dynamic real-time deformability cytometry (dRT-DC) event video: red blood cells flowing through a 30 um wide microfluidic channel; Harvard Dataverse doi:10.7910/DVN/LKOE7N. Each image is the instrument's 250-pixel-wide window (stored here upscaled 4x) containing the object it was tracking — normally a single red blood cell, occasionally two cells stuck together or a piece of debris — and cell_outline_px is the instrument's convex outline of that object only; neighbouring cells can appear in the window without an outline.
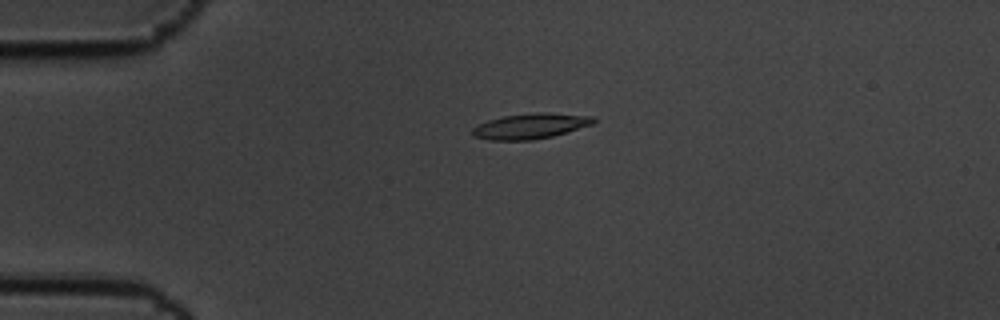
{"species": "common noctule bat (a hibernating species)", "species_latin": "Nyctalus noctula", "temperature_condition": "cold", "stored_images_in_passage": 13, "camera_frame_rate_fps": 3000, "um_per_image_px": 0.085, "animal": {"sex": "male", "body_mass_g": 19.5, "forearm_length_mm": 54.6}, "frame": {"image": 1, "passage_image": 2, "time_ms": 0.333, "image_size_px": [1000, 320], "cell_outline_px": [[596, 120], [592, 124], [552, 136], [532, 140], [492, 140], [472, 136], [472, 128], [488, 120], [504, 116], [536, 112], [548, 112], [596, 116]], "centroid_in_image_um": [45.11, 10.7], "position_along_channel_um": 39.9, "area_um2": 17.86}}
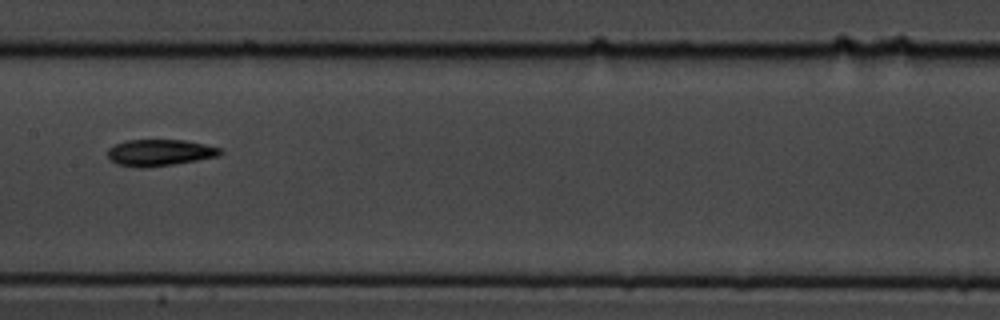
{"frame": {"image": 2, "passage_image": 6, "time_ms": 1.667, "image_size_px": [1000, 320], "cell_outline_px": [[224, 152], [216, 156], [196, 160], [148, 168], [136, 168], [116, 164], [108, 156], [108, 148], [116, 144], [128, 140], [184, 140], [204, 144], [220, 148]], "centroid_in_image_um": [13.54, 12.98], "position_along_channel_um": 193.9, "area_um2": 17.28}}
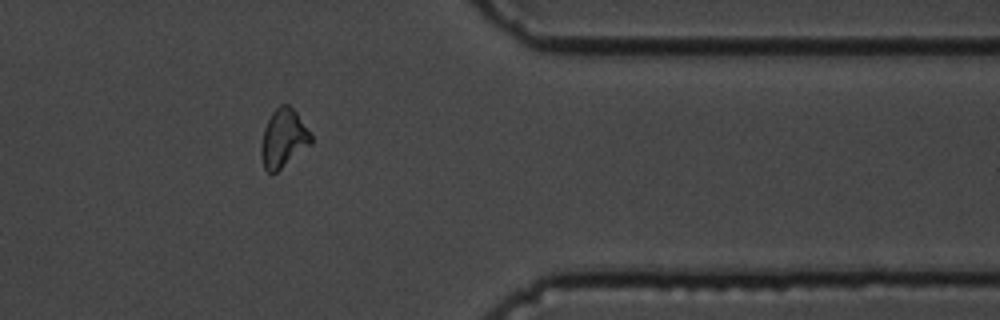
{"frame": {"image": 3, "passage_image": 11, "time_ms": 3.333, "image_size_px": [1000, 320], "cell_outline_px": [[312, 144], [276, 172], [268, 172], [264, 168], [260, 156], [260, 148], [264, 128], [272, 112], [280, 104], [288, 104], [296, 112], [312, 136]], "centroid_in_image_um": [24.08, 11.76], "position_along_channel_um": 387.3, "area_um2": 16.88}}